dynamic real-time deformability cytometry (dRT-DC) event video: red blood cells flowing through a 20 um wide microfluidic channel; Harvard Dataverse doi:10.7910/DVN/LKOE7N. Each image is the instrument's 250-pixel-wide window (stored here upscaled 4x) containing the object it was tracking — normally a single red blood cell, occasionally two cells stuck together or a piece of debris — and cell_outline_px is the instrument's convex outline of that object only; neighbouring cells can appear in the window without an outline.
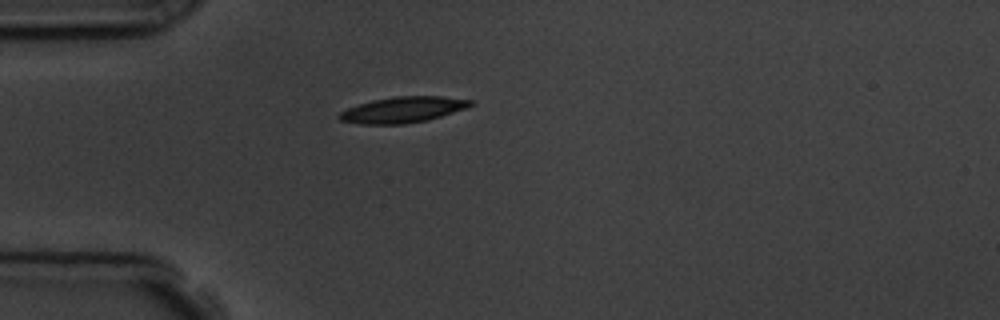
{"species": "common noctule bat (a hibernating species)", "species_latin": "Nyctalus noctula", "temperature_condition": "room temperature", "stored_images_in_passage": 2, "camera_frame_rate_fps": 3000, "um_per_image_px": 0.085, "animal": {"sex": "male", "body_mass_g": 19.5, "forearm_length_mm": 54.6}, "frame": {"image": 1, "passage_image": 1, "time_ms": 0.0, "image_size_px": [1000, 320], "cell_outline_px": [[476, 104], [468, 108], [428, 120], [404, 124], [360, 124], [340, 120], [336, 116], [340, 112], [348, 108], [372, 100], [396, 96], [440, 96], [472, 100]], "centroid_in_image_um": [34.28, 9.33], "position_along_channel_um": 50.7, "area_um2": 19.88}}